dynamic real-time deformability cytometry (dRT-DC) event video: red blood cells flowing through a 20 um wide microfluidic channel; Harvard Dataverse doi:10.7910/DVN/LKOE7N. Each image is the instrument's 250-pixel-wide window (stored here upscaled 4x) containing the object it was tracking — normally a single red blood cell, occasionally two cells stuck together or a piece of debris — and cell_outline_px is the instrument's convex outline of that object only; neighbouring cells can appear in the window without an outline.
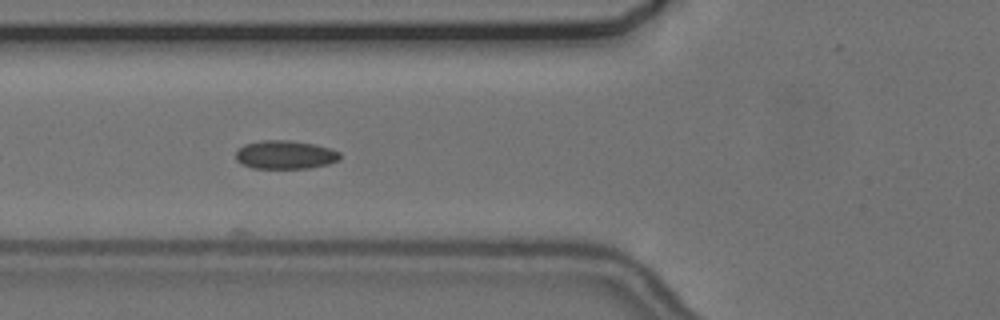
{"species": "common noctule bat (a hibernating species)", "species_latin": "Nyctalus noctula", "temperature_condition": "cold", "stored_images_in_passage": 9, "camera_frame_rate_fps": 3000, "um_per_image_px": 0.085, "animal": {"sex": "female", "body_mass_g": 24.6, "forearm_length_mm": 56.2}, "frame": {"image": 1, "passage_image": 5, "time_ms": 1.333, "image_size_px": [1000, 320], "cell_outline_px": [[340, 160], [328, 164], [308, 168], [252, 168], [240, 164], [236, 160], [236, 152], [244, 144], [260, 140], [292, 140], [316, 144], [340, 152]], "centroid_in_image_um": [24.23, 13.15], "position_along_channel_um": 101.6, "area_um2": 17.46}}
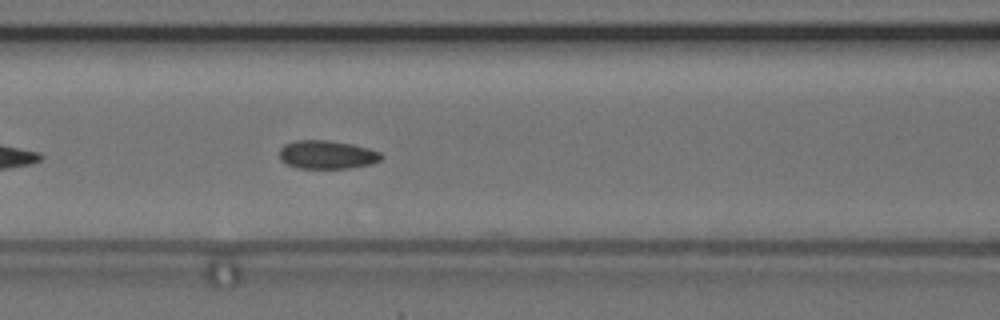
{"frame": {"image": 2, "passage_image": 8, "time_ms": 2.333, "image_size_px": [1000, 320], "cell_outline_px": [[384, 156], [380, 160], [372, 164], [348, 168], [296, 168], [280, 160], [280, 148], [284, 144], [296, 140], [328, 140], [352, 144], [368, 148], [380, 152]], "centroid_in_image_um": [27.8, 13.14], "position_along_channel_um": 138.8, "area_um2": 16.94}}